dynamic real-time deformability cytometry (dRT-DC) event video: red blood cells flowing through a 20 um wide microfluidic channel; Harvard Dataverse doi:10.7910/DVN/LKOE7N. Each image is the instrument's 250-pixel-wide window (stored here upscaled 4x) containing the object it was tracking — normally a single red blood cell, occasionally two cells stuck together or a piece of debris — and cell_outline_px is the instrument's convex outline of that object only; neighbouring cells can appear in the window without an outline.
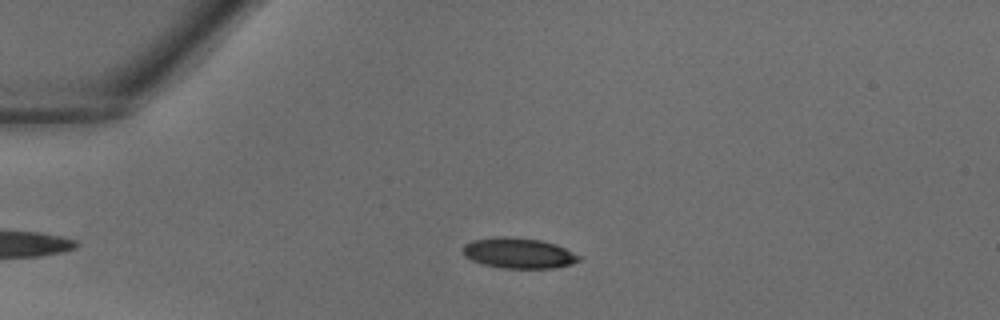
{"species": "common noctule bat (a hibernating species)", "species_latin": "Nyctalus noctula", "temperature_condition": "warm", "stored_images_in_passage": 28, "camera_frame_rate_fps": 3000, "um_per_image_px": 0.085, "animal": {"sex": "male", "body_mass_g": 18.8}, "frame": {"image": 1, "passage_image": 1, "time_ms": 0.0, "image_size_px": [1000, 320], "cell_outline_px": [[580, 260], [572, 264], [552, 268], [500, 268], [484, 264], [472, 260], [464, 256], [464, 244], [472, 240], [504, 236], [540, 240], [556, 244], [580, 256]], "centroid_in_image_um": [44.08, 21.52], "position_along_channel_um": 40.9, "area_um2": 20.4}}
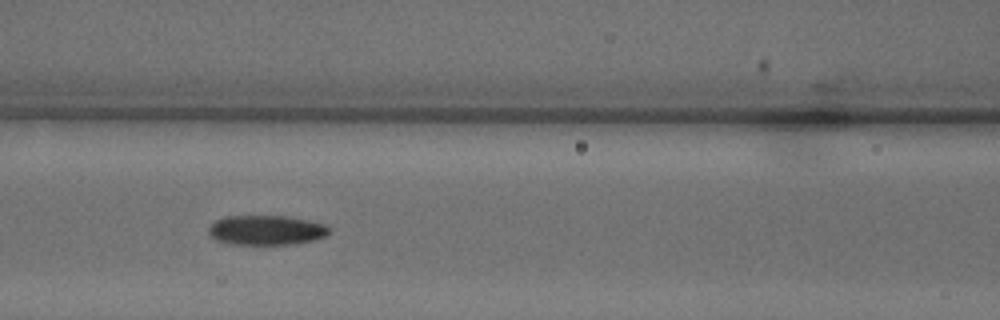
{"frame": {"image": 2, "passage_image": 9, "time_ms": 2.667, "image_size_px": [1000, 320], "cell_outline_px": [[332, 232], [324, 236], [312, 240], [292, 244], [232, 244], [216, 240], [208, 236], [208, 228], [216, 220], [224, 216], [284, 216], [308, 220], [324, 224], [332, 228]], "centroid_in_image_um": [22.62, 19.56], "position_along_channel_um": 144.0, "area_um2": 20.92}}
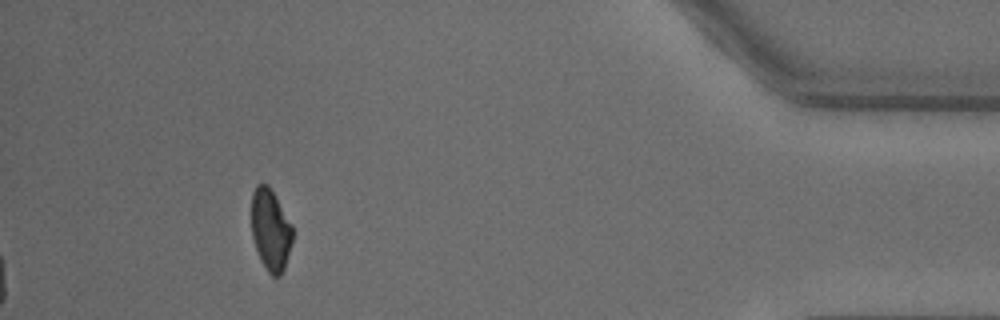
{"frame": {"image": 3, "passage_image": 28, "time_ms": 9.0, "image_size_px": [1000, 320], "cell_outline_px": [[292, 240], [284, 268], [280, 276], [272, 276], [268, 272], [260, 260], [252, 236], [252, 192], [256, 184], [268, 184], [292, 224]], "centroid_in_image_um": [22.99, 19.53], "position_along_channel_um": 412.2, "area_um2": 19.36}}